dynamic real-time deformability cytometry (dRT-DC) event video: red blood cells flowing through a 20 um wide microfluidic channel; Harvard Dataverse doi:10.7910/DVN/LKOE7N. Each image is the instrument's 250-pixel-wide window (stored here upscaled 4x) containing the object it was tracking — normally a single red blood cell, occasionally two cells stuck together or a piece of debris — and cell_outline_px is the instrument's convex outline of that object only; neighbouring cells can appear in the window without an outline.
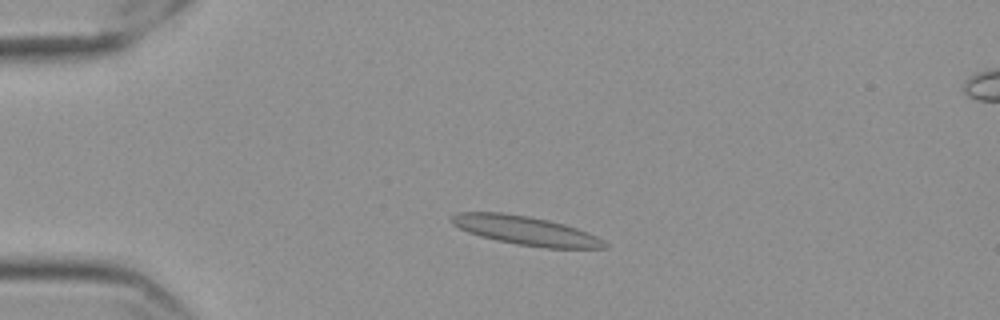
{"species": "Egyptian fruit bat (a non-hibernating species)", "species_latin": "Rousettus aegyptiacus", "temperature_condition": "cold", "stored_images_in_passage": 51, "camera_frame_rate_fps": 3000, "um_per_image_px": 0.085, "frame": {"image": 1, "passage_image": 7, "time_ms": 2.0, "image_size_px": [1000, 320], "cell_outline_px": [[608, 244], [604, 248], [544, 248], [516, 244], [496, 240], [480, 236], [468, 232], [452, 224], [452, 216], [460, 212], [504, 212], [528, 216], [548, 220], [564, 224], [576, 228], [596, 236], [604, 240]], "centroid_in_image_um": [44.68, 19.6], "position_along_channel_um": 40.3, "area_um2": 25.61}}
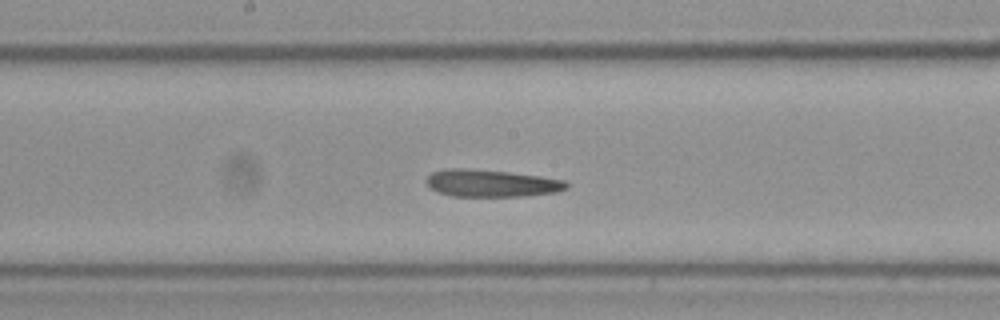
{"frame": {"image": 2, "passage_image": 24, "time_ms": 7.667, "image_size_px": [1000, 320], "cell_outline_px": [[568, 188], [556, 192], [524, 196], [452, 196], [440, 192], [432, 188], [424, 180], [432, 172], [444, 168], [468, 168], [508, 172], [540, 176], [564, 180], [568, 184]], "centroid_in_image_um": [41.76, 15.56], "position_along_channel_um": 206.4, "area_um2": 22.2}}
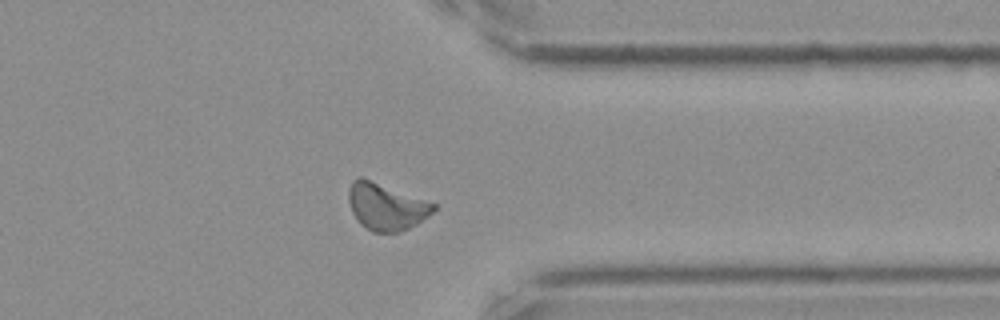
{"frame": {"image": 3, "passage_image": 39, "time_ms": 12.667, "image_size_px": [1000, 320], "cell_outline_px": [[436, 208], [428, 216], [416, 224], [400, 232], [372, 232], [360, 224], [352, 212], [348, 200], [348, 188], [352, 180], [360, 176], [436, 204]], "centroid_in_image_um": [32.78, 17.56], "position_along_channel_um": 378.6, "area_um2": 23.0}, "authors_computed_cell_mechanics": {"area_um2": 22.7154, "velocity_mm_per_s": 3.5287, "shape_relaxation_time_tau1_ms": null, "shape_relaxation_time_tau2_ms": 3.1887, "deformation_change_tau1": null, "deformation_change_tau2": 0.1149}}